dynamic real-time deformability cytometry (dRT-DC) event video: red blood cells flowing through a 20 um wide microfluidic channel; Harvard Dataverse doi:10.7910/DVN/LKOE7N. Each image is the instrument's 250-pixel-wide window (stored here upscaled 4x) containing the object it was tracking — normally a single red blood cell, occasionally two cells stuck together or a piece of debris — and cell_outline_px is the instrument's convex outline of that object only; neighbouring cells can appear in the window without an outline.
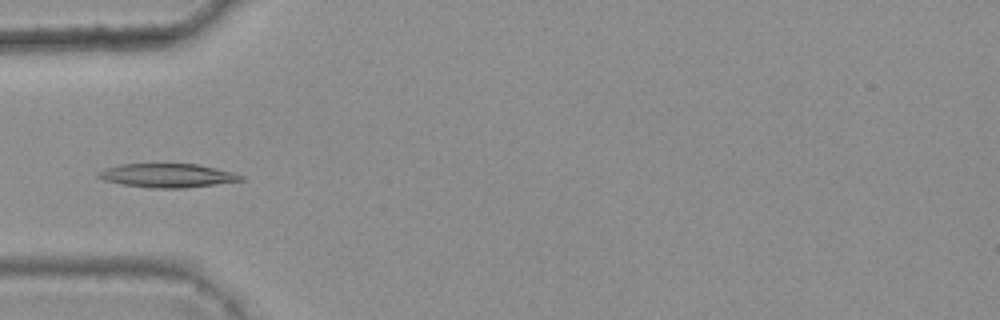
{"species": "common noctule bat (a hibernating species)", "species_latin": "Nyctalus noctula", "temperature_condition": "warm", "stored_images_in_passage": 1, "camera_frame_rate_fps": 3000, "um_per_image_px": 0.085, "animal": {"sex": "female", "body_mass_g": 25.1}, "frame": {"image": 1, "passage_image": 1, "time_ms": 0.0, "image_size_px": [1000, 320], "cell_outline_px": [[244, 180], [216, 184], [184, 188], [152, 188], [120, 184], [104, 180], [96, 176], [96, 172], [104, 168], [120, 164], [196, 164], [232, 172], [244, 176]], "centroid_in_image_um": [14.17, 14.92], "position_along_channel_um": 70.8, "area_um2": 19.77}}